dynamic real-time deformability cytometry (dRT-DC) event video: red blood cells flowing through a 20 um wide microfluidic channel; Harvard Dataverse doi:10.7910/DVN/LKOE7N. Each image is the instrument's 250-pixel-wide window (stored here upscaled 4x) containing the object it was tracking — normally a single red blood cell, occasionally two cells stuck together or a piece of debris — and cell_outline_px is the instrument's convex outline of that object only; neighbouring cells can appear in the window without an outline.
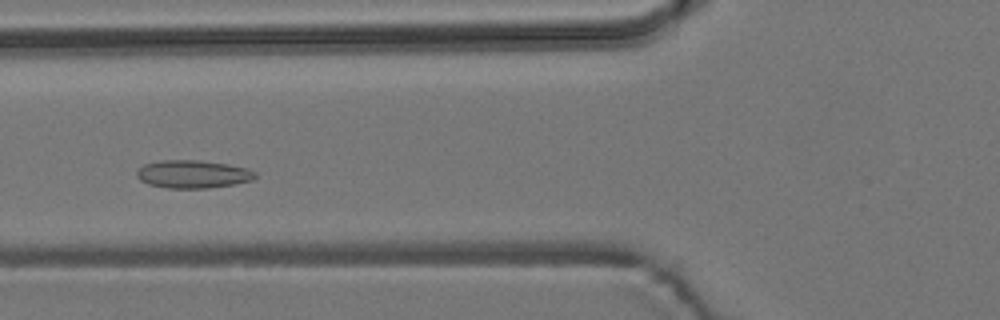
{"species": "common noctule bat (a hibernating species)", "species_latin": "Nyctalus noctula", "temperature_condition": "room temperature", "stored_images_in_passage": 50, "camera_frame_rate_fps": 3000, "um_per_image_px": 0.085, "animal": {"sex": "male", "body_mass_g": 19.2, "forearm_length_mm": 51.8}, "frame": {"image": 1, "passage_image": 16, "time_ms": 5.0, "image_size_px": [1000, 320], "cell_outline_px": [[256, 176], [252, 180], [232, 184], [208, 188], [168, 188], [148, 184], [140, 180], [136, 176], [136, 172], [144, 164], [160, 160], [200, 160], [228, 164], [248, 168], [256, 172]], "centroid_in_image_um": [16.38, 14.79], "position_along_channel_um": 109.4, "area_um2": 19.31}}
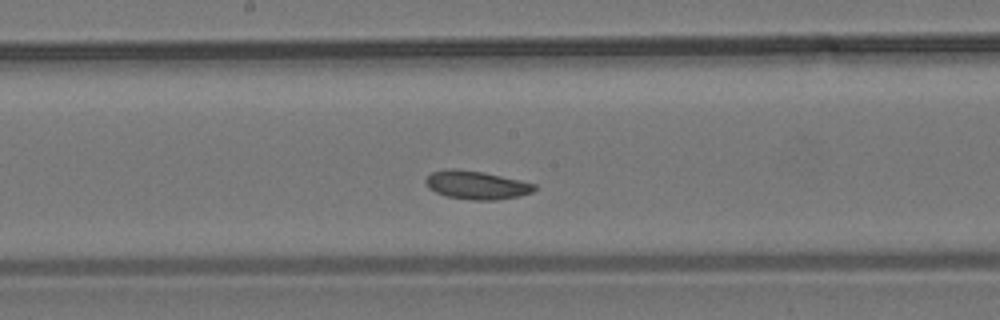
{"frame": {"image": 2, "passage_image": 24, "time_ms": 7.667, "image_size_px": [1000, 320], "cell_outline_px": [[536, 188], [532, 192], [520, 196], [496, 200], [472, 200], [444, 196], [428, 188], [424, 180], [432, 172], [448, 168], [452, 168], [484, 172], [520, 180], [536, 184]], "centroid_in_image_um": [40.49, 15.73], "position_along_channel_um": 207.7, "area_um2": 18.09}}
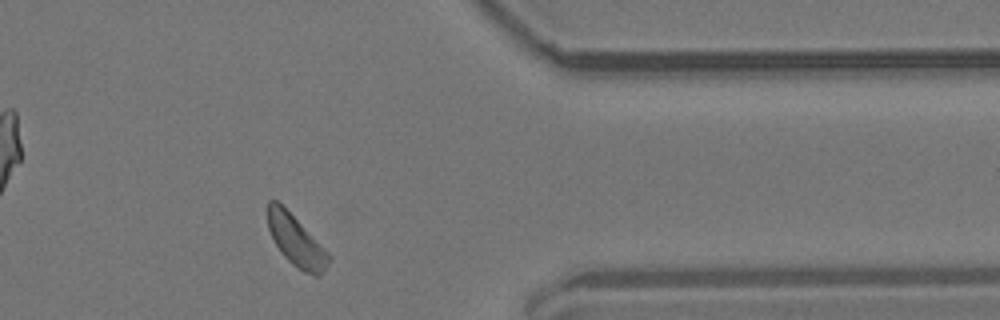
{"frame": {"image": 3, "passage_image": 40, "time_ms": 13.0, "image_size_px": [1000, 320], "cell_outline_px": [[332, 260], [324, 272], [320, 276], [312, 276], [304, 272], [292, 264], [280, 252], [268, 228], [268, 200], [276, 200], [332, 256]], "centroid_in_image_um": [25.2, 20.54], "position_along_channel_um": 386.2, "area_um2": 17.69}}